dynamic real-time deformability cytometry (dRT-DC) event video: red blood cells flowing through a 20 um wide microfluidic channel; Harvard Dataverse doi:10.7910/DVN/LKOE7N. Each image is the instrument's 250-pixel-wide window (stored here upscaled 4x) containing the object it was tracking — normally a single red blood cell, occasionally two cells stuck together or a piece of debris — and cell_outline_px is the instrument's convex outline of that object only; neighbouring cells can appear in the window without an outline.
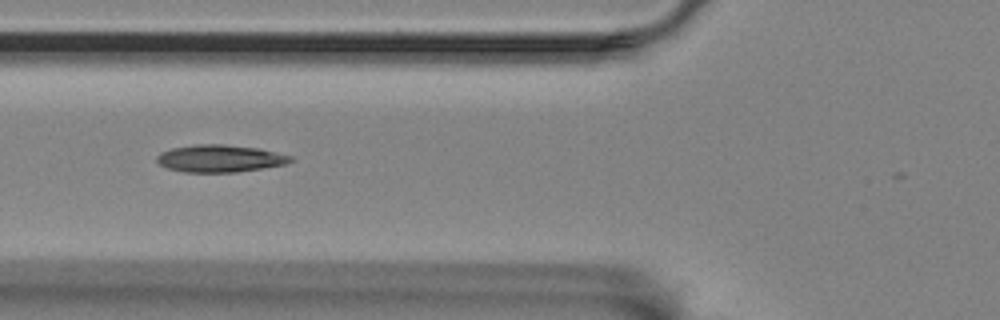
{"species": "Egyptian fruit bat (a non-hibernating species)", "species_latin": "Rousettus aegyptiacus", "temperature_condition": "room temperature", "stored_images_in_passage": 17, "camera_frame_rate_fps": 3000, "um_per_image_px": 0.085, "animal": {"sex": "female"}, "frame": {"image": 1, "passage_image": 6, "time_ms": 1.667, "image_size_px": [1000, 320], "cell_outline_px": [[296, 160], [284, 164], [236, 172], [184, 172], [168, 168], [160, 164], [156, 160], [156, 156], [160, 152], [172, 148], [196, 144], [224, 144], [260, 148], [292, 156]], "centroid_in_image_um": [18.69, 13.46], "position_along_channel_um": 107.1, "area_um2": 21.27}}
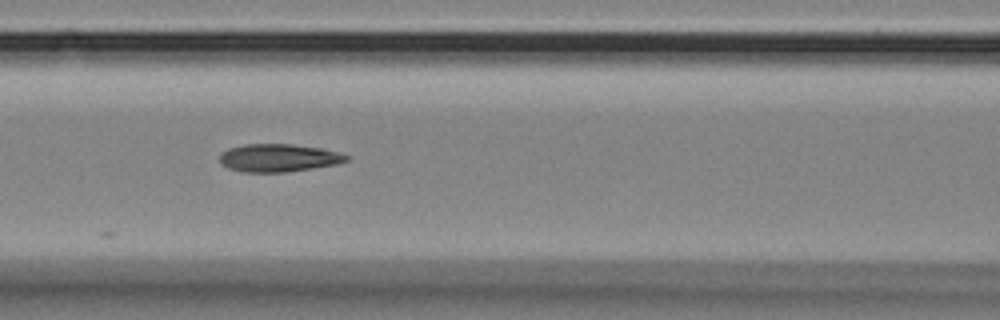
{"frame": {"image": 2, "passage_image": 9, "time_ms": 2.667, "image_size_px": [1000, 320], "cell_outline_px": [[352, 156], [348, 160], [336, 164], [312, 168], [284, 172], [244, 172], [228, 168], [220, 164], [220, 156], [228, 148], [244, 144], [292, 144], [320, 148]], "centroid_in_image_um": [23.67, 13.42], "position_along_channel_um": 142.9, "area_um2": 20.46}}